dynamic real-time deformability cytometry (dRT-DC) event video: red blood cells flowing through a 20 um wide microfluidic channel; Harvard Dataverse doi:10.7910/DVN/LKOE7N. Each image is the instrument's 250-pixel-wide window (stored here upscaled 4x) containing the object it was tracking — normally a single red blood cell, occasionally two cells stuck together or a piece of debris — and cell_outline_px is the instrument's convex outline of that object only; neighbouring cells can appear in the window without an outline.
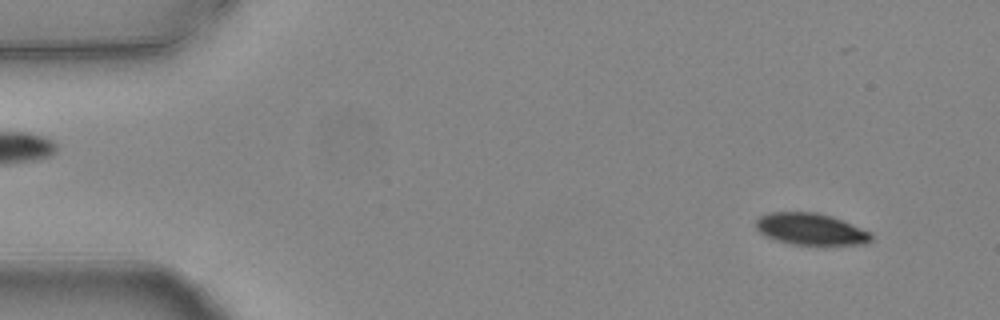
{"species": "common noctule bat (a hibernating species)", "species_latin": "Nyctalus noctula", "temperature_condition": "warm", "stored_images_in_passage": 11, "camera_frame_rate_fps": 3000, "um_per_image_px": 0.085, "animal": {"sex": "female", "body_mass_g": 24.6, "forearm_length_mm": 56.2}, "frame": {"image": 1, "passage_image": 3, "time_ms": 0.667, "image_size_px": [1000, 320], "cell_outline_px": [[872, 240], [864, 244], [792, 244], [776, 240], [760, 232], [756, 228], [756, 220], [760, 216], [768, 212], [816, 212], [832, 216], [872, 232]], "centroid_in_image_um": [68.92, 19.46], "position_along_channel_um": 16.1, "area_um2": 21.15}}